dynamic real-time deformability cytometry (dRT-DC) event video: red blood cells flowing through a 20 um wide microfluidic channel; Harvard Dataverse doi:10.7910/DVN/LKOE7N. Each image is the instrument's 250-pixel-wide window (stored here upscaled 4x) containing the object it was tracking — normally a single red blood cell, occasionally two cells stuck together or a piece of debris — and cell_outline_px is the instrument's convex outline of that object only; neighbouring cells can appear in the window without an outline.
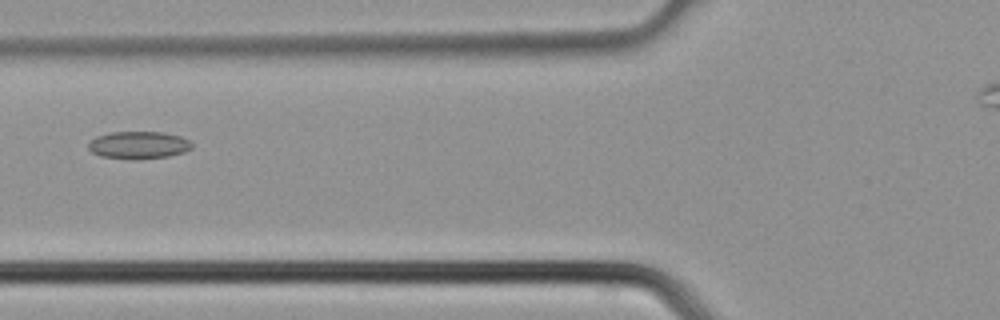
{"species": "common noctule bat (a hibernating species)", "species_latin": "Nyctalus noctula", "temperature_condition": "cold", "stored_images_in_passage": 3, "camera_frame_rate_fps": 3000, "um_per_image_px": 0.085, "animal": {"sex": "male", "body_mass_g": 21.5, "forearm_length_mm": 52.0}, "frame": {"image": 1, "passage_image": 3, "time_ms": 0.667, "image_size_px": [1000, 320], "cell_outline_px": [[192, 148], [184, 152], [168, 156], [136, 160], [132, 160], [100, 156], [92, 152], [88, 148], [88, 144], [96, 136], [112, 132], [164, 132], [180, 136], [188, 140], [192, 144]], "centroid_in_image_um": [11.77, 12.34], "position_along_channel_um": 114.0, "area_um2": 16.65}}